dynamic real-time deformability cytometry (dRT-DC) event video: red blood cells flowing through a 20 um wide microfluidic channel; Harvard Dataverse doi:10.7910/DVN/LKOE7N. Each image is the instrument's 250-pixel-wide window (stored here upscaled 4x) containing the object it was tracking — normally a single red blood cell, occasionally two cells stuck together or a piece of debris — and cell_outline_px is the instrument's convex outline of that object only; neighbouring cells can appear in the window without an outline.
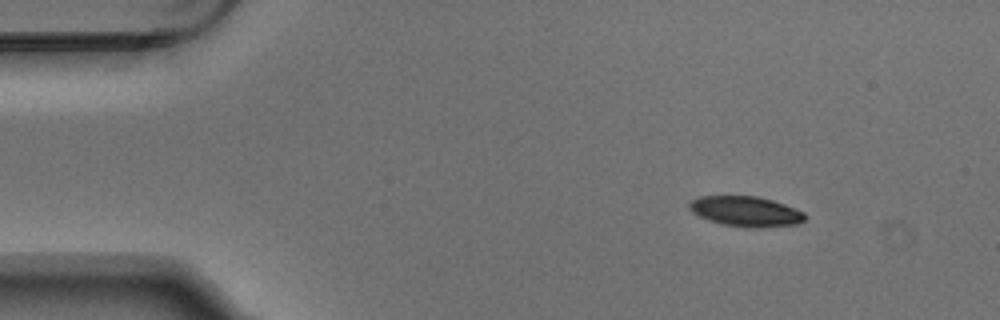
{"species": "Egyptian fruit bat (a non-hibernating species)", "species_latin": "Rousettus aegyptiacus", "temperature_condition": "warm", "stored_images_in_passage": 4, "camera_frame_rate_fps": 3000, "um_per_image_px": 0.085, "animal": {"sex": "male"}, "frame": {"image": 1, "passage_image": 1, "time_ms": 0.0, "image_size_px": [1000, 320], "cell_outline_px": [[808, 216], [800, 224], [760, 228], [744, 228], [724, 224], [708, 220], [692, 212], [688, 208], [688, 204], [692, 200], [700, 196], [756, 196], [772, 200], [784, 204], [804, 212]], "centroid_in_image_um": [63.42, 17.98], "position_along_channel_um": 21.6, "area_um2": 20.52}}
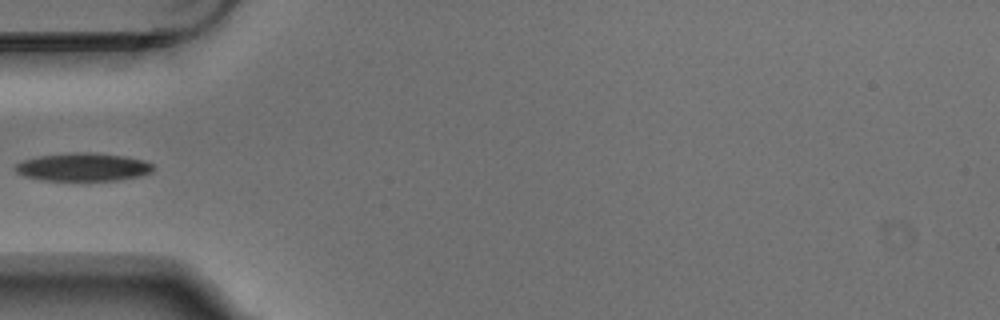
{"frame": {"image": 2, "passage_image": 4, "time_ms": 1.0, "image_size_px": [1000, 320], "cell_outline_px": [[156, 168], [152, 172], [140, 176], [116, 180], [40, 180], [24, 176], [16, 172], [12, 168], [16, 164], [24, 160], [40, 156], [76, 152], [88, 152], [124, 156], [144, 160], [152, 164]], "centroid_in_image_um": [7.07, 14.2], "position_along_channel_um": 77.9, "area_um2": 22.54}}